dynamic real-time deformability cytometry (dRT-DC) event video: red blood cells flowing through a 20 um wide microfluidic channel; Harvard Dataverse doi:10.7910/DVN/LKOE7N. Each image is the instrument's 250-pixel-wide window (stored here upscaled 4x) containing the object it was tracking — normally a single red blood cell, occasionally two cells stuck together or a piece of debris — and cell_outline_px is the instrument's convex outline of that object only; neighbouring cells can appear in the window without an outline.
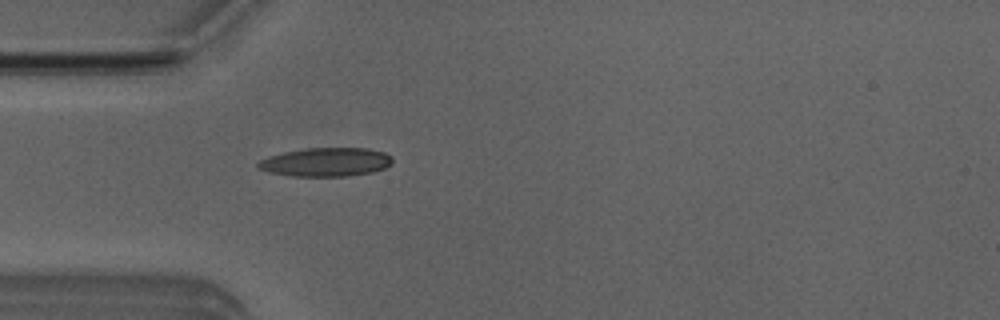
{"species": "Egyptian fruit bat (a non-hibernating species)", "species_latin": "Rousettus aegyptiacus", "temperature_condition": "room temperature", "stored_images_in_passage": 39, "camera_frame_rate_fps": 3000, "um_per_image_px": 0.085, "animal": {"sex": "male"}, "frame": {"image": 1, "passage_image": 3, "time_ms": 0.667, "image_size_px": [1000, 320], "cell_outline_px": [[392, 164], [384, 168], [372, 172], [348, 176], [292, 176], [268, 172], [256, 168], [256, 164], [260, 160], [268, 156], [284, 152], [304, 148], [368, 148], [384, 152], [392, 156]], "centroid_in_image_um": [27.69, 13.77], "position_along_channel_um": 57.3, "area_um2": 22.66}}
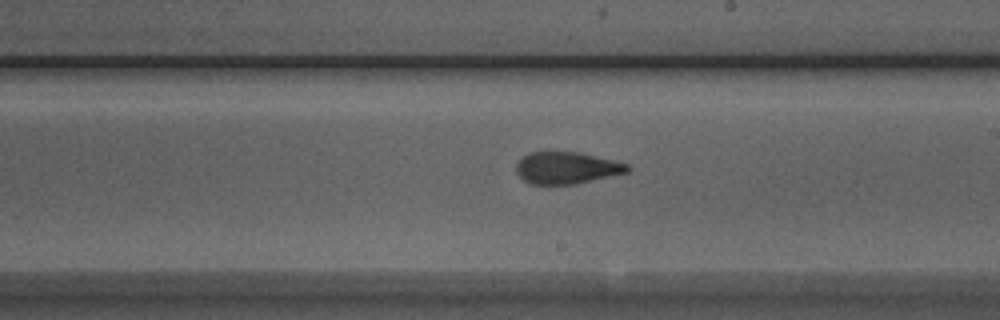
{"frame": {"image": 2, "passage_image": 17, "time_ms": 5.333, "image_size_px": [1000, 320], "cell_outline_px": [[632, 168], [628, 172], [576, 184], [528, 184], [516, 172], [516, 164], [528, 152], [548, 148], [576, 152], [612, 160], [628, 164]], "centroid_in_image_um": [48.11, 14.23], "position_along_channel_um": 240.9, "area_um2": 21.21}}
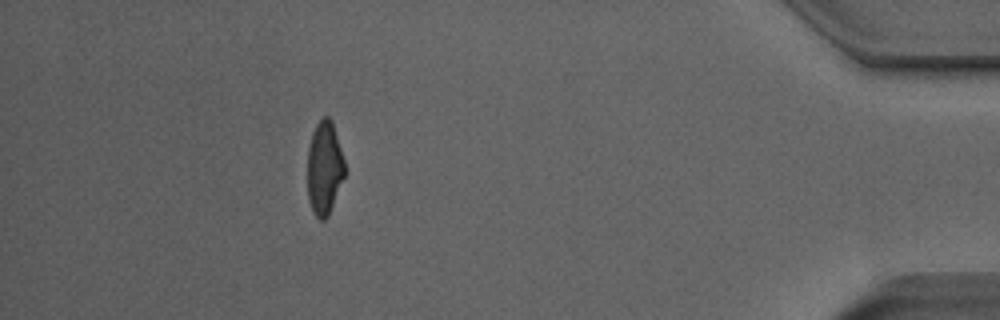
{"frame": {"image": 3, "passage_image": 34, "time_ms": 11.0, "image_size_px": [1000, 320], "cell_outline_px": [[344, 176], [328, 216], [324, 220], [320, 220], [312, 212], [308, 200], [308, 148], [312, 132], [316, 124], [324, 116], [328, 116], [332, 120], [344, 160]], "centroid_in_image_um": [27.56, 14.28], "position_along_channel_um": 407.6, "area_um2": 20.17}}